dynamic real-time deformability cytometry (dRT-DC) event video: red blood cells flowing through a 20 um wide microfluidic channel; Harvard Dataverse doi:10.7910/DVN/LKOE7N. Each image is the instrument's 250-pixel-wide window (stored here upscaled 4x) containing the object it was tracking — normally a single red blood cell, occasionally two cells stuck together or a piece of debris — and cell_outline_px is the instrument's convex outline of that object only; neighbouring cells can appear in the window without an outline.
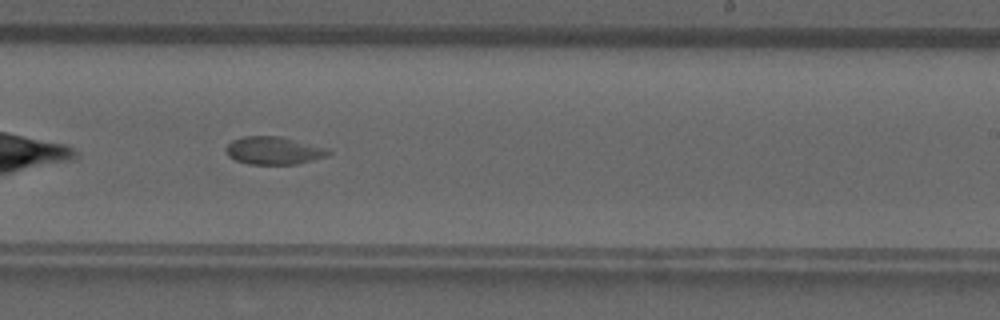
{"species": "common noctule bat (a hibernating species)", "species_latin": "Nyctalus noctula", "temperature_condition": "room temperature", "stored_images_in_passage": 38, "camera_frame_rate_fps": 3000, "um_per_image_px": 0.085, "animal": {"sex": "male", "forearm_length_mm": 52.5}, "frame": {"image": 1, "passage_image": 17, "time_ms": 5.333, "image_size_px": [1000, 320], "cell_outline_px": [[332, 152], [328, 156], [296, 164], [248, 164], [236, 160], [228, 156], [224, 148], [232, 140], [240, 136], [280, 136], [320, 148]], "centroid_in_image_um": [23.16, 12.8], "position_along_channel_um": 265.8, "area_um2": 16.24}}
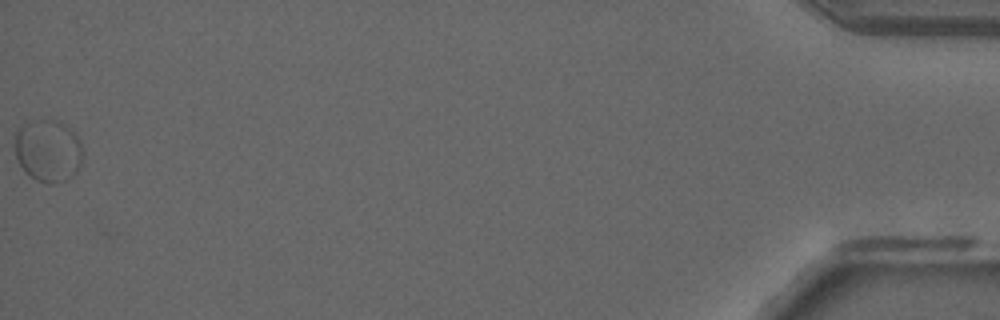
{"frame": {"image": 2, "passage_image": 38, "time_ms": 12.333, "image_size_px": [1000, 320], "cell_outline_px": [[84, 152], [80, 164], [76, 172], [72, 176], [64, 180], [52, 184], [48, 184], [36, 180], [24, 172], [16, 156], [12, 144], [16, 128], [24, 124], [40, 120], [60, 120], [76, 136]], "centroid_in_image_um": [4.04, 12.81], "position_along_channel_um": 431.2, "area_um2": 24.91}, "authors_computed_cell_mechanics": {"area_um2": 16.4441, "velocity_mm_per_s": 3.8314, "shape_relaxation_time_tau1_ms": null, "shape_relaxation_time_tau2_ms": 1.7582, "deformation_change_tau1": null, "deformation_change_tau2": 0.0522}}